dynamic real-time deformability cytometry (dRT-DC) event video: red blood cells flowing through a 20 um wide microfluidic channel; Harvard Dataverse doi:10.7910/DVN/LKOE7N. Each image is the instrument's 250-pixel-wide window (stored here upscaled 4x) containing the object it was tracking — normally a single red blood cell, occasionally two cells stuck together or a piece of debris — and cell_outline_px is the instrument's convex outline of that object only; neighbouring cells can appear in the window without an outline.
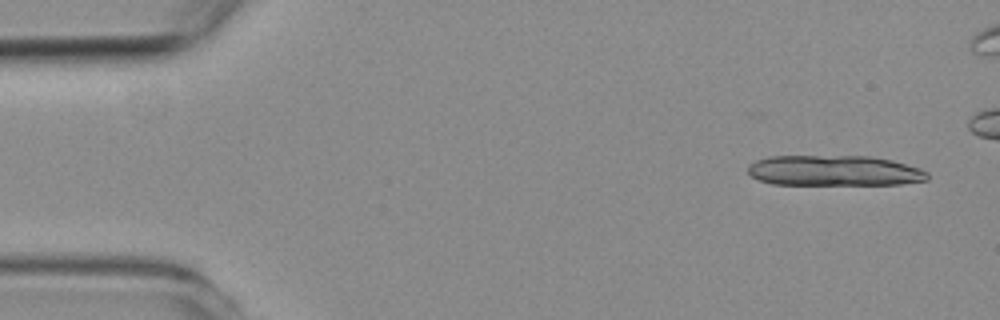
{"species": "common noctule bat (a hibernating species)", "species_latin": "Nyctalus noctula", "temperature_condition": "room temperature", "stored_images_in_passage": 8, "segment_of_instrument_passage": [1, 2], "camera_frame_rate_fps": 3000, "um_per_image_px": 0.085, "animal": {"sex": "female", "body_mass_g": 19.3, "forearm_length_mm": 54.1}, "frame": {"image": 1, "passage_image": 1, "time_ms": 0.0, "image_size_px": [1000, 320], "cell_outline_px": [[928, 180], [900, 184], [772, 184], [760, 180], [752, 176], [748, 172], [748, 164], [756, 160], [768, 156], [868, 156], [892, 160], [920, 168], [928, 172]], "centroid_in_image_um": [70.91, 14.5], "position_along_channel_um": 14.1, "area_um2": 31.91}}